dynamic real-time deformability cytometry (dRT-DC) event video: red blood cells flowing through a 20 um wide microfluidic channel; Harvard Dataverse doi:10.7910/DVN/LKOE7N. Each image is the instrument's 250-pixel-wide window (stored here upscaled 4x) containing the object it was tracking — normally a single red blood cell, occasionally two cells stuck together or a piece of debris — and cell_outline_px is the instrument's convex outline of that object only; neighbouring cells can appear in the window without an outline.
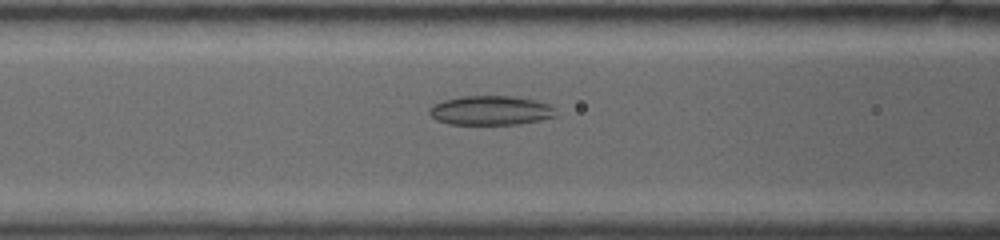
{"species": "common noctule bat (a hibernating species)", "species_latin": "Nyctalus noctula", "temperature_condition": "warm", "stored_images_in_passage": 35, "camera_frame_rate_fps": 4500, "um_per_image_px": 0.085, "animal": {"sex": "female", "body_mass_g": 19.0, "forearm_length_mm": 53.3}, "frame": {"image": 1, "passage_image": 11, "time_ms": 4.222, "image_size_px": [1000, 240], "cell_outline_px": [[556, 116], [540, 120], [520, 124], [448, 124], [436, 120], [428, 112], [428, 108], [432, 104], [444, 100], [460, 96], [512, 96], [536, 100], [552, 104]], "centroid_in_image_um": [41.69, 9.38], "position_along_channel_um": 124.9, "area_um2": 21.79}}
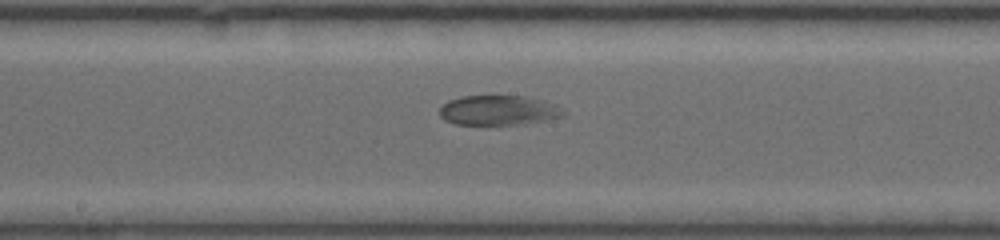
{"frame": {"image": 2, "passage_image": 17, "time_ms": 6.444, "image_size_px": [1000, 240], "cell_outline_px": [[568, 112], [564, 116], [544, 120], [516, 124], [456, 124], [444, 120], [440, 116], [440, 108], [448, 100], [464, 96], [524, 96], [544, 100], [556, 104], [564, 108]], "centroid_in_image_um": [42.42, 9.36], "position_along_channel_um": 205.8, "area_um2": 21.5}}
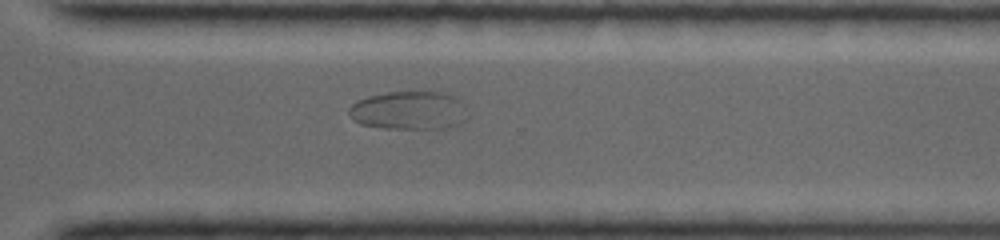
{"frame": {"image": 3, "passage_image": 32, "time_ms": 10.0, "image_size_px": [1000, 240], "cell_outline_px": [[472, 116], [468, 120], [460, 124], [444, 128], [384, 128], [360, 124], [352, 120], [348, 112], [348, 108], [356, 100], [368, 96], [388, 92], [444, 92], [456, 96], [464, 104]], "centroid_in_image_um": [34.83, 9.38], "position_along_channel_um": 335.8, "area_um2": 27.17}}